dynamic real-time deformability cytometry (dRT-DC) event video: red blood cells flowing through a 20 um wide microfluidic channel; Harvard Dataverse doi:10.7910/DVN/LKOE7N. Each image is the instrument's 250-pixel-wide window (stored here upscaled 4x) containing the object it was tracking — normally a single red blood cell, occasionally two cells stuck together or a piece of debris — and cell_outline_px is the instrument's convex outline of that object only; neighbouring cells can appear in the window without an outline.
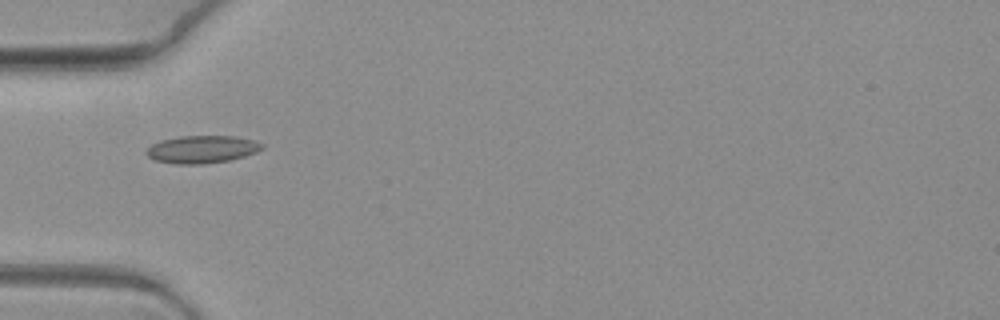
{"species": "common noctule bat (a hibernating species)", "species_latin": "Nyctalus noctula", "temperature_condition": "warm", "stored_images_in_passage": 4, "camera_frame_rate_fps": 3000, "um_per_image_px": 0.085, "animal": {"sex": "female", "body_mass_g": 19.3, "forearm_length_mm": 54.1}, "frame": {"image": 1, "passage_image": 1, "time_ms": 0.0, "image_size_px": [1000, 320], "cell_outline_px": [[264, 148], [256, 152], [244, 156], [228, 160], [204, 164], [176, 164], [156, 160], [148, 156], [144, 152], [152, 144], [160, 140], [180, 136], [236, 136], [252, 140], [264, 144]], "centroid_in_image_um": [17.16, 12.69], "position_along_channel_um": 67.8, "area_um2": 18.55}}
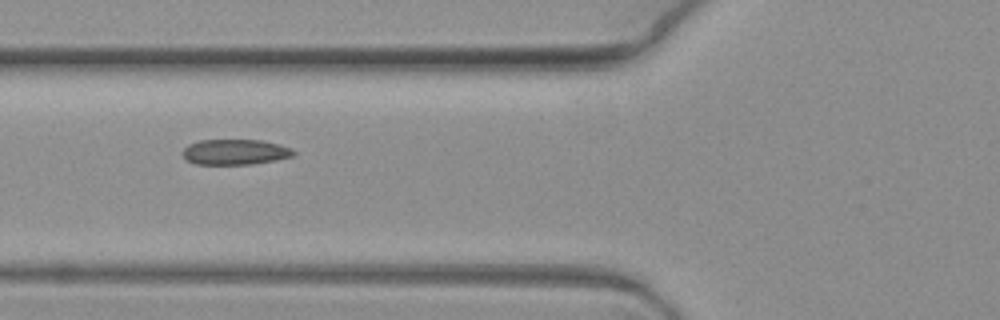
{"frame": {"image": 2, "passage_image": 2, "time_ms": 0.333, "image_size_px": [1000, 320], "cell_outline_px": [[296, 152], [292, 156], [276, 160], [252, 164], [196, 164], [188, 160], [184, 156], [184, 148], [188, 144], [200, 140], [260, 140], [280, 144], [292, 148]], "centroid_in_image_um": [20.02, 12.91], "position_along_channel_um": 105.8, "area_um2": 16.36}}
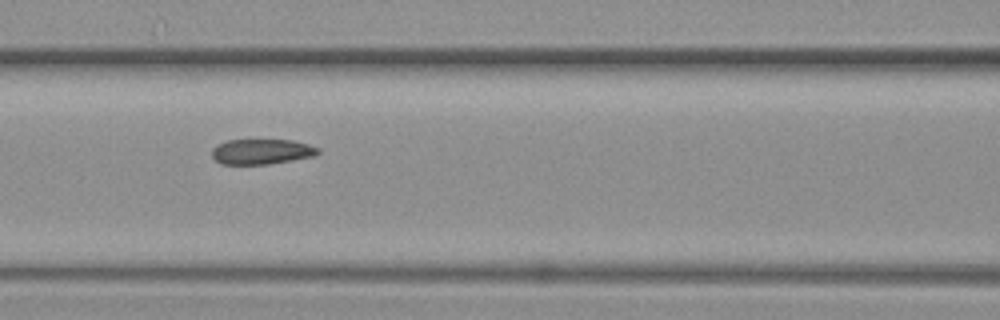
{"frame": {"image": 3, "passage_image": 3, "time_ms": 0.667, "image_size_px": [1000, 320], "cell_outline_px": [[320, 152], [312, 156], [268, 164], [220, 164], [212, 156], [212, 148], [228, 140], [292, 140], [308, 144], [320, 148]], "centroid_in_image_um": [22.23, 12.88], "position_along_channel_um": 144.4, "area_um2": 15.43}}